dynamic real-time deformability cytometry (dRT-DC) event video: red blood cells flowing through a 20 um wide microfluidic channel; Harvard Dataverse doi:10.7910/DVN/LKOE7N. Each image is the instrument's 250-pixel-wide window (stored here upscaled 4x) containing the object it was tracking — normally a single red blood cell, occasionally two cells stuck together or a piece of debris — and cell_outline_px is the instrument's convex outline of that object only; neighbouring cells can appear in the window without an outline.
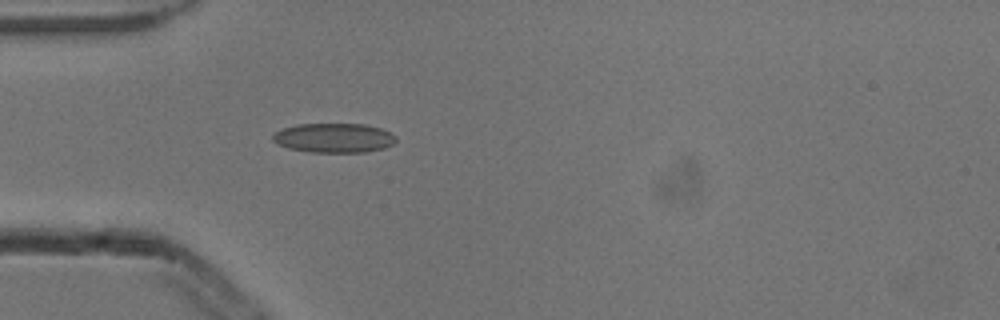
{"species": "common noctule bat (a hibernating species)", "species_latin": "Nyctalus noctula", "temperature_condition": "cold", "stored_images_in_passage": 2, "camera_frame_rate_fps": 3000, "um_per_image_px": 0.085, "animal": {"sex": "male", "body_mass_g": 13.3}, "frame": {"image": 1, "passage_image": 2, "time_ms": 0.333, "image_size_px": [1000, 320], "cell_outline_px": [[396, 140], [392, 144], [384, 148], [364, 152], [312, 152], [288, 148], [276, 144], [272, 140], [272, 136], [276, 132], [284, 128], [296, 124], [364, 124], [380, 128], [396, 136]], "centroid_in_image_um": [28.36, 11.72], "position_along_channel_um": 56.6, "area_um2": 21.04}}